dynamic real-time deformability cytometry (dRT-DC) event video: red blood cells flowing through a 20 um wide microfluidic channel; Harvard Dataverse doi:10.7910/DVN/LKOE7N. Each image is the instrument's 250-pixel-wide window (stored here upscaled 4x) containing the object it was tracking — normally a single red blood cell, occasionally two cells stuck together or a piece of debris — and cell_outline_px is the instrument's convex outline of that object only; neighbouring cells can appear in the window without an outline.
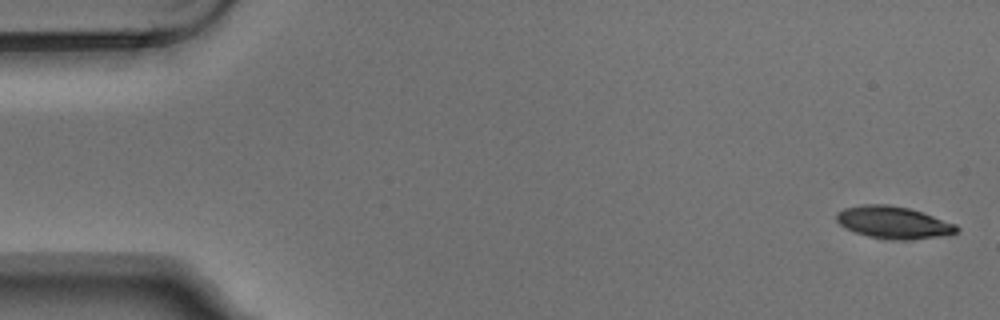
{"species": "Egyptian fruit bat (a non-hibernating species)", "species_latin": "Rousettus aegyptiacus", "temperature_condition": "warm", "stored_images_in_passage": 3, "camera_frame_rate_fps": 3000, "um_per_image_px": 0.085, "animal": {"sex": "male"}, "frame": {"image": 1, "passage_image": 1, "time_ms": 0.0, "image_size_px": [1000, 320], "cell_outline_px": [[960, 228], [956, 232], [948, 236], [908, 240], [892, 240], [868, 236], [856, 232], [840, 224], [836, 220], [836, 212], [844, 208], [864, 204], [888, 204], [908, 208], [956, 224]], "centroid_in_image_um": [75.96, 18.92], "position_along_channel_um": 9.0, "area_um2": 22.54}}